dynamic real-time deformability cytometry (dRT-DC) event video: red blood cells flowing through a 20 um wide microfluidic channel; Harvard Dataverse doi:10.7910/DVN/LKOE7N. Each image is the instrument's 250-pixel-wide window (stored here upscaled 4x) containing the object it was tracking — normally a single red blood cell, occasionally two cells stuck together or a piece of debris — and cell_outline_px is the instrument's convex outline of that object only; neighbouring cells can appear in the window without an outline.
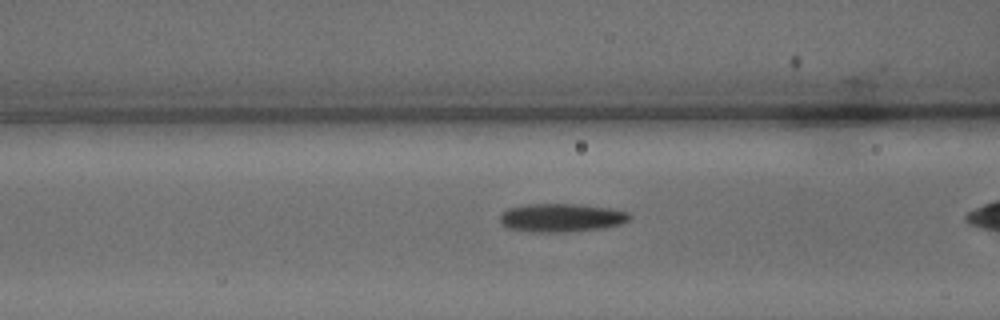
{"species": "common noctule bat (a hibernating species)", "species_latin": "Nyctalus noctula", "temperature_condition": "warm", "stored_images_in_passage": 22, "camera_frame_rate_fps": 3000, "um_per_image_px": 0.085, "animal": {"sex": "male", "body_mass_g": 15.6}, "frame": {"image": 1, "passage_image": 4, "time_ms": 1.0, "image_size_px": [1000, 320], "cell_outline_px": [[632, 216], [628, 220], [620, 224], [604, 228], [564, 232], [532, 232], [504, 228], [500, 224], [500, 216], [508, 208], [528, 204], [580, 204], [612, 208], [628, 212]], "centroid_in_image_um": [47.71, 18.51], "position_along_channel_um": 118.9, "area_um2": 21.68}}
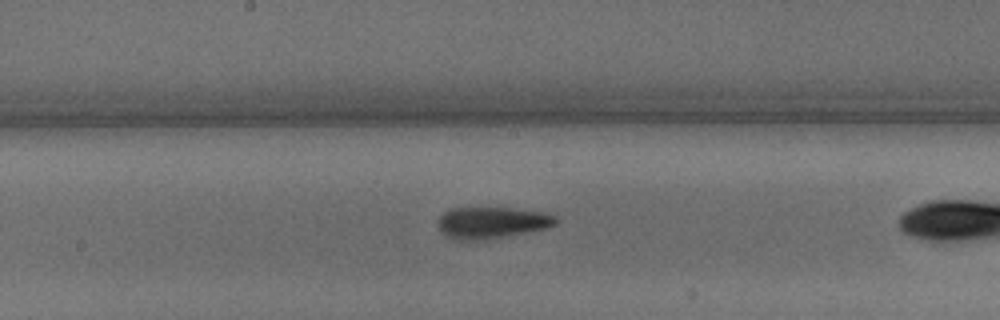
{"frame": {"image": 2, "passage_image": 10, "time_ms": 3.0, "image_size_px": [1000, 320], "cell_outline_px": [[560, 220], [556, 224], [548, 228], [528, 232], [484, 240], [452, 240], [440, 232], [436, 224], [440, 216], [444, 212], [452, 208], [512, 208], [540, 212], [556, 216]], "centroid_in_image_um": [41.77, 18.94], "position_along_channel_um": 206.4, "area_um2": 21.91}}
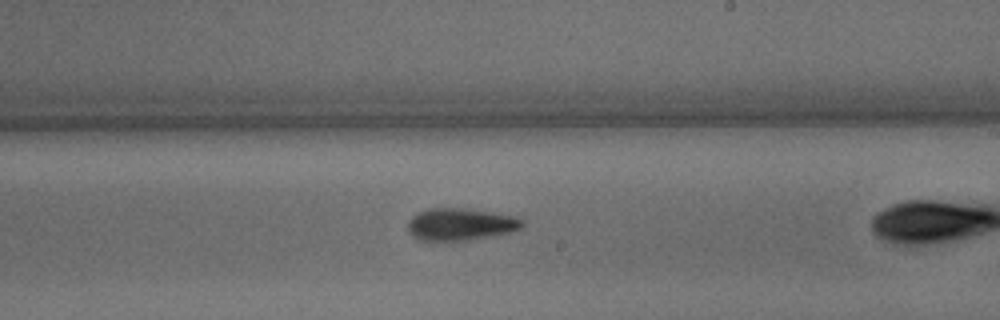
{"frame": {"image": 3, "passage_image": 13, "time_ms": 4.0, "image_size_px": [1000, 320], "cell_outline_px": [[524, 228], [516, 232], [468, 240], [420, 240], [412, 236], [408, 232], [408, 224], [412, 216], [420, 212], [432, 208], [460, 208], [492, 212], [516, 216], [524, 220]], "centroid_in_image_um": [39.22, 19.07], "position_along_channel_um": 249.8, "area_um2": 21.62}}